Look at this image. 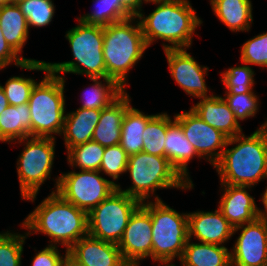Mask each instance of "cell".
<instances>
[{"instance_id":"1","label":"cell","mask_w":267,"mask_h":266,"mask_svg":"<svg viewBox=\"0 0 267 266\" xmlns=\"http://www.w3.org/2000/svg\"><path fill=\"white\" fill-rule=\"evenodd\" d=\"M232 144L236 146L227 149ZM214 167L221 184L253 187L267 178V120L250 136L242 133L229 138Z\"/></svg>"},{"instance_id":"2","label":"cell","mask_w":267,"mask_h":266,"mask_svg":"<svg viewBox=\"0 0 267 266\" xmlns=\"http://www.w3.org/2000/svg\"><path fill=\"white\" fill-rule=\"evenodd\" d=\"M22 227L40 232L52 239L50 245L57 243L66 247V252L82 237L88 235V213L65 200L59 193L52 191L33 212ZM54 243V244H53Z\"/></svg>"},{"instance_id":"3","label":"cell","mask_w":267,"mask_h":266,"mask_svg":"<svg viewBox=\"0 0 267 266\" xmlns=\"http://www.w3.org/2000/svg\"><path fill=\"white\" fill-rule=\"evenodd\" d=\"M158 4L148 16L141 12L137 18L143 36L149 47L154 40L161 39L171 45L163 44V49H187L192 44V35L201 25L188 0H149Z\"/></svg>"},{"instance_id":"4","label":"cell","mask_w":267,"mask_h":266,"mask_svg":"<svg viewBox=\"0 0 267 266\" xmlns=\"http://www.w3.org/2000/svg\"><path fill=\"white\" fill-rule=\"evenodd\" d=\"M132 17L104 26L103 57L106 77L116 81L124 90L127 74L140 60L148 45L143 36L141 24L132 25Z\"/></svg>"},{"instance_id":"5","label":"cell","mask_w":267,"mask_h":266,"mask_svg":"<svg viewBox=\"0 0 267 266\" xmlns=\"http://www.w3.org/2000/svg\"><path fill=\"white\" fill-rule=\"evenodd\" d=\"M79 24L67 31L65 37L71 46L74 61L49 63V70L60 73L84 74L88 78H106L103 57L104 26Z\"/></svg>"},{"instance_id":"6","label":"cell","mask_w":267,"mask_h":266,"mask_svg":"<svg viewBox=\"0 0 267 266\" xmlns=\"http://www.w3.org/2000/svg\"><path fill=\"white\" fill-rule=\"evenodd\" d=\"M155 202H142L152 221V260L171 264L181 259L188 241V213H178L156 196Z\"/></svg>"},{"instance_id":"7","label":"cell","mask_w":267,"mask_h":266,"mask_svg":"<svg viewBox=\"0 0 267 266\" xmlns=\"http://www.w3.org/2000/svg\"><path fill=\"white\" fill-rule=\"evenodd\" d=\"M65 78L50 70L32 89L28 106L31 114V137L55 138L61 135L65 119Z\"/></svg>"},{"instance_id":"8","label":"cell","mask_w":267,"mask_h":266,"mask_svg":"<svg viewBox=\"0 0 267 266\" xmlns=\"http://www.w3.org/2000/svg\"><path fill=\"white\" fill-rule=\"evenodd\" d=\"M126 172L130 173L133 185L126 190H122L120 185L117 188L141 203L150 198V193L153 194L159 188H193L166 157L151 155L143 151L128 157Z\"/></svg>"},{"instance_id":"9","label":"cell","mask_w":267,"mask_h":266,"mask_svg":"<svg viewBox=\"0 0 267 266\" xmlns=\"http://www.w3.org/2000/svg\"><path fill=\"white\" fill-rule=\"evenodd\" d=\"M140 205L139 200L117 188L88 213V234L118 245L130 216Z\"/></svg>"},{"instance_id":"10","label":"cell","mask_w":267,"mask_h":266,"mask_svg":"<svg viewBox=\"0 0 267 266\" xmlns=\"http://www.w3.org/2000/svg\"><path fill=\"white\" fill-rule=\"evenodd\" d=\"M26 140L17 162V173L22 198L33 202L41 185L50 178L55 138L28 137Z\"/></svg>"},{"instance_id":"11","label":"cell","mask_w":267,"mask_h":266,"mask_svg":"<svg viewBox=\"0 0 267 266\" xmlns=\"http://www.w3.org/2000/svg\"><path fill=\"white\" fill-rule=\"evenodd\" d=\"M100 171L81 170L61 174L56 179V192L79 209L89 213L112 192L118 184L100 176Z\"/></svg>"},{"instance_id":"12","label":"cell","mask_w":267,"mask_h":266,"mask_svg":"<svg viewBox=\"0 0 267 266\" xmlns=\"http://www.w3.org/2000/svg\"><path fill=\"white\" fill-rule=\"evenodd\" d=\"M174 118L179 122L185 137L200 158L206 157V160L208 159L214 166L221 158L228 138L204 122L191 108L188 112L176 114Z\"/></svg>"},{"instance_id":"13","label":"cell","mask_w":267,"mask_h":266,"mask_svg":"<svg viewBox=\"0 0 267 266\" xmlns=\"http://www.w3.org/2000/svg\"><path fill=\"white\" fill-rule=\"evenodd\" d=\"M231 255V266H267V220L258 217L234 228L241 230Z\"/></svg>"},{"instance_id":"14","label":"cell","mask_w":267,"mask_h":266,"mask_svg":"<svg viewBox=\"0 0 267 266\" xmlns=\"http://www.w3.org/2000/svg\"><path fill=\"white\" fill-rule=\"evenodd\" d=\"M118 248L129 266H139V260L152 258V221L142 205L130 216Z\"/></svg>"},{"instance_id":"15","label":"cell","mask_w":267,"mask_h":266,"mask_svg":"<svg viewBox=\"0 0 267 266\" xmlns=\"http://www.w3.org/2000/svg\"><path fill=\"white\" fill-rule=\"evenodd\" d=\"M187 49L164 50L170 73L176 83L187 93L197 98H209L204 76L208 67L200 66Z\"/></svg>"},{"instance_id":"16","label":"cell","mask_w":267,"mask_h":266,"mask_svg":"<svg viewBox=\"0 0 267 266\" xmlns=\"http://www.w3.org/2000/svg\"><path fill=\"white\" fill-rule=\"evenodd\" d=\"M68 255L82 266H129L117 244L86 235L77 241Z\"/></svg>"},{"instance_id":"17","label":"cell","mask_w":267,"mask_h":266,"mask_svg":"<svg viewBox=\"0 0 267 266\" xmlns=\"http://www.w3.org/2000/svg\"><path fill=\"white\" fill-rule=\"evenodd\" d=\"M234 234V227L216 209L214 212L188 213V239L194 235L203 243L222 245Z\"/></svg>"},{"instance_id":"18","label":"cell","mask_w":267,"mask_h":266,"mask_svg":"<svg viewBox=\"0 0 267 266\" xmlns=\"http://www.w3.org/2000/svg\"><path fill=\"white\" fill-rule=\"evenodd\" d=\"M221 187L224 194L218 209L234 228L259 217L255 200L246 190L250 186L221 184Z\"/></svg>"},{"instance_id":"19","label":"cell","mask_w":267,"mask_h":266,"mask_svg":"<svg viewBox=\"0 0 267 266\" xmlns=\"http://www.w3.org/2000/svg\"><path fill=\"white\" fill-rule=\"evenodd\" d=\"M204 122L219 130L228 139L242 134L240 123L221 96L212 94L201 100L191 108Z\"/></svg>"},{"instance_id":"20","label":"cell","mask_w":267,"mask_h":266,"mask_svg":"<svg viewBox=\"0 0 267 266\" xmlns=\"http://www.w3.org/2000/svg\"><path fill=\"white\" fill-rule=\"evenodd\" d=\"M130 106V97L124 91L110 105L103 108L92 140L103 147L120 144L122 121Z\"/></svg>"},{"instance_id":"21","label":"cell","mask_w":267,"mask_h":266,"mask_svg":"<svg viewBox=\"0 0 267 266\" xmlns=\"http://www.w3.org/2000/svg\"><path fill=\"white\" fill-rule=\"evenodd\" d=\"M167 126L165 140V157L170 161L177 172L192 186V180L187 172V165L190 160L198 156L195 148L187 140L179 122L174 118Z\"/></svg>"},{"instance_id":"22","label":"cell","mask_w":267,"mask_h":266,"mask_svg":"<svg viewBox=\"0 0 267 266\" xmlns=\"http://www.w3.org/2000/svg\"><path fill=\"white\" fill-rule=\"evenodd\" d=\"M101 110L78 108L75 112L65 114L61 135L67 151L79 144L92 140L93 132L99 122Z\"/></svg>"},{"instance_id":"23","label":"cell","mask_w":267,"mask_h":266,"mask_svg":"<svg viewBox=\"0 0 267 266\" xmlns=\"http://www.w3.org/2000/svg\"><path fill=\"white\" fill-rule=\"evenodd\" d=\"M31 137V114L28 104L9 105L0 114V141L19 143Z\"/></svg>"},{"instance_id":"24","label":"cell","mask_w":267,"mask_h":266,"mask_svg":"<svg viewBox=\"0 0 267 266\" xmlns=\"http://www.w3.org/2000/svg\"><path fill=\"white\" fill-rule=\"evenodd\" d=\"M190 241L188 239L180 259L182 266H231V255L227 247Z\"/></svg>"},{"instance_id":"25","label":"cell","mask_w":267,"mask_h":266,"mask_svg":"<svg viewBox=\"0 0 267 266\" xmlns=\"http://www.w3.org/2000/svg\"><path fill=\"white\" fill-rule=\"evenodd\" d=\"M214 14L231 31H249L252 17L250 0H210Z\"/></svg>"},{"instance_id":"26","label":"cell","mask_w":267,"mask_h":266,"mask_svg":"<svg viewBox=\"0 0 267 266\" xmlns=\"http://www.w3.org/2000/svg\"><path fill=\"white\" fill-rule=\"evenodd\" d=\"M0 28L6 42L19 54L27 41L29 27L18 5L0 7Z\"/></svg>"},{"instance_id":"27","label":"cell","mask_w":267,"mask_h":266,"mask_svg":"<svg viewBox=\"0 0 267 266\" xmlns=\"http://www.w3.org/2000/svg\"><path fill=\"white\" fill-rule=\"evenodd\" d=\"M154 116L130 106L122 121L120 146L128 156L142 152L143 132L148 121Z\"/></svg>"},{"instance_id":"28","label":"cell","mask_w":267,"mask_h":266,"mask_svg":"<svg viewBox=\"0 0 267 266\" xmlns=\"http://www.w3.org/2000/svg\"><path fill=\"white\" fill-rule=\"evenodd\" d=\"M94 82L89 90L85 91V98L80 108L102 110L116 100L125 90L113 79L106 78H89ZM103 79L104 84H102Z\"/></svg>"},{"instance_id":"29","label":"cell","mask_w":267,"mask_h":266,"mask_svg":"<svg viewBox=\"0 0 267 266\" xmlns=\"http://www.w3.org/2000/svg\"><path fill=\"white\" fill-rule=\"evenodd\" d=\"M171 122L167 113L156 114L148 121L143 132V152L165 157L166 131Z\"/></svg>"},{"instance_id":"30","label":"cell","mask_w":267,"mask_h":266,"mask_svg":"<svg viewBox=\"0 0 267 266\" xmlns=\"http://www.w3.org/2000/svg\"><path fill=\"white\" fill-rule=\"evenodd\" d=\"M96 9L91 14L78 18L85 24L106 26L112 23L121 22L133 16L116 0H93Z\"/></svg>"},{"instance_id":"31","label":"cell","mask_w":267,"mask_h":266,"mask_svg":"<svg viewBox=\"0 0 267 266\" xmlns=\"http://www.w3.org/2000/svg\"><path fill=\"white\" fill-rule=\"evenodd\" d=\"M104 151L105 147L90 140L70 148L67 151V160L72 167L78 166L81 170L99 171Z\"/></svg>"},{"instance_id":"32","label":"cell","mask_w":267,"mask_h":266,"mask_svg":"<svg viewBox=\"0 0 267 266\" xmlns=\"http://www.w3.org/2000/svg\"><path fill=\"white\" fill-rule=\"evenodd\" d=\"M254 71L250 66L231 67L221 75V82L227 91L225 94L254 93Z\"/></svg>"},{"instance_id":"33","label":"cell","mask_w":267,"mask_h":266,"mask_svg":"<svg viewBox=\"0 0 267 266\" xmlns=\"http://www.w3.org/2000/svg\"><path fill=\"white\" fill-rule=\"evenodd\" d=\"M19 8L26 17L28 27H44L54 16L55 6L52 0H26L20 3Z\"/></svg>"},{"instance_id":"34","label":"cell","mask_w":267,"mask_h":266,"mask_svg":"<svg viewBox=\"0 0 267 266\" xmlns=\"http://www.w3.org/2000/svg\"><path fill=\"white\" fill-rule=\"evenodd\" d=\"M25 234L0 233V266H21L23 244L29 236Z\"/></svg>"},{"instance_id":"35","label":"cell","mask_w":267,"mask_h":266,"mask_svg":"<svg viewBox=\"0 0 267 266\" xmlns=\"http://www.w3.org/2000/svg\"><path fill=\"white\" fill-rule=\"evenodd\" d=\"M21 67L26 70H40L47 73L49 71L48 63L45 61H39L35 59L23 58L6 42L0 28V67L5 68L10 63Z\"/></svg>"},{"instance_id":"36","label":"cell","mask_w":267,"mask_h":266,"mask_svg":"<svg viewBox=\"0 0 267 266\" xmlns=\"http://www.w3.org/2000/svg\"><path fill=\"white\" fill-rule=\"evenodd\" d=\"M128 157L120 144L105 147L99 171L104 172L114 180H118L120 174L127 170Z\"/></svg>"},{"instance_id":"37","label":"cell","mask_w":267,"mask_h":266,"mask_svg":"<svg viewBox=\"0 0 267 266\" xmlns=\"http://www.w3.org/2000/svg\"><path fill=\"white\" fill-rule=\"evenodd\" d=\"M37 82L32 78L13 76L9 78L5 86H1L5 92L8 104L12 106L28 104L32 89Z\"/></svg>"},{"instance_id":"38","label":"cell","mask_w":267,"mask_h":266,"mask_svg":"<svg viewBox=\"0 0 267 266\" xmlns=\"http://www.w3.org/2000/svg\"><path fill=\"white\" fill-rule=\"evenodd\" d=\"M241 61L267 67V32L246 41L241 47Z\"/></svg>"},{"instance_id":"39","label":"cell","mask_w":267,"mask_h":266,"mask_svg":"<svg viewBox=\"0 0 267 266\" xmlns=\"http://www.w3.org/2000/svg\"><path fill=\"white\" fill-rule=\"evenodd\" d=\"M224 100L237 120L254 117L258 111V97L255 93L225 94Z\"/></svg>"},{"instance_id":"40","label":"cell","mask_w":267,"mask_h":266,"mask_svg":"<svg viewBox=\"0 0 267 266\" xmlns=\"http://www.w3.org/2000/svg\"><path fill=\"white\" fill-rule=\"evenodd\" d=\"M67 254L61 257L57 246L48 245L35 255L32 266H63Z\"/></svg>"},{"instance_id":"41","label":"cell","mask_w":267,"mask_h":266,"mask_svg":"<svg viewBox=\"0 0 267 266\" xmlns=\"http://www.w3.org/2000/svg\"><path fill=\"white\" fill-rule=\"evenodd\" d=\"M133 16L137 17L142 11L143 2L148 3L149 0H116Z\"/></svg>"},{"instance_id":"42","label":"cell","mask_w":267,"mask_h":266,"mask_svg":"<svg viewBox=\"0 0 267 266\" xmlns=\"http://www.w3.org/2000/svg\"><path fill=\"white\" fill-rule=\"evenodd\" d=\"M262 203L264 205V210H259L258 209V214H259V217L261 218H265L267 220V188L266 190L264 191V193L262 194Z\"/></svg>"},{"instance_id":"43","label":"cell","mask_w":267,"mask_h":266,"mask_svg":"<svg viewBox=\"0 0 267 266\" xmlns=\"http://www.w3.org/2000/svg\"><path fill=\"white\" fill-rule=\"evenodd\" d=\"M9 106L5 92L0 85V114Z\"/></svg>"},{"instance_id":"44","label":"cell","mask_w":267,"mask_h":266,"mask_svg":"<svg viewBox=\"0 0 267 266\" xmlns=\"http://www.w3.org/2000/svg\"><path fill=\"white\" fill-rule=\"evenodd\" d=\"M63 266H82L75 262L68 254L64 260Z\"/></svg>"},{"instance_id":"45","label":"cell","mask_w":267,"mask_h":266,"mask_svg":"<svg viewBox=\"0 0 267 266\" xmlns=\"http://www.w3.org/2000/svg\"><path fill=\"white\" fill-rule=\"evenodd\" d=\"M26 0H10V4L12 5H19L20 3L24 2Z\"/></svg>"},{"instance_id":"46","label":"cell","mask_w":267,"mask_h":266,"mask_svg":"<svg viewBox=\"0 0 267 266\" xmlns=\"http://www.w3.org/2000/svg\"><path fill=\"white\" fill-rule=\"evenodd\" d=\"M10 4V0H0V7Z\"/></svg>"},{"instance_id":"47","label":"cell","mask_w":267,"mask_h":266,"mask_svg":"<svg viewBox=\"0 0 267 266\" xmlns=\"http://www.w3.org/2000/svg\"><path fill=\"white\" fill-rule=\"evenodd\" d=\"M165 266H175V264H165Z\"/></svg>"}]
</instances>
